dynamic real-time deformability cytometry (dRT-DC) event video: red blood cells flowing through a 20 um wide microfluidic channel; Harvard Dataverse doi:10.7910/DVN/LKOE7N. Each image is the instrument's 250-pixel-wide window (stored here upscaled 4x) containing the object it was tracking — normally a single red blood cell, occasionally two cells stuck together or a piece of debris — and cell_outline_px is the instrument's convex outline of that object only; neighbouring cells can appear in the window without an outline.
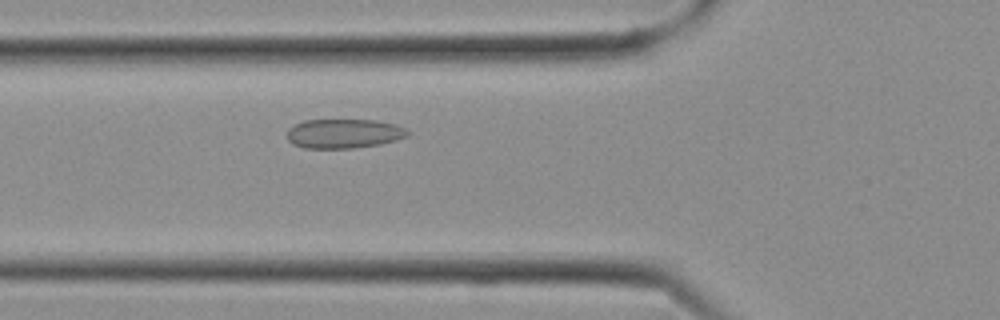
{"species": "Egyptian fruit bat (a non-hibernating species)", "species_latin": "Rousettus aegyptiacus", "temperature_condition": "cold", "stored_images_in_passage": 4, "camera_frame_rate_fps": 3000, "um_per_image_px": 0.085, "frame": {"image": 1, "passage_image": 4, "time_ms": 1.0, "image_size_px": [1000, 320], "cell_outline_px": [[408, 136], [396, 140], [380, 144], [352, 148], [304, 148], [292, 144], [288, 140], [288, 128], [304, 120], [376, 120], [396, 124], [404, 128], [408, 132]], "centroid_in_image_um": [29.22, 11.35], "position_along_channel_um": 96.6, "area_um2": 20.58}}